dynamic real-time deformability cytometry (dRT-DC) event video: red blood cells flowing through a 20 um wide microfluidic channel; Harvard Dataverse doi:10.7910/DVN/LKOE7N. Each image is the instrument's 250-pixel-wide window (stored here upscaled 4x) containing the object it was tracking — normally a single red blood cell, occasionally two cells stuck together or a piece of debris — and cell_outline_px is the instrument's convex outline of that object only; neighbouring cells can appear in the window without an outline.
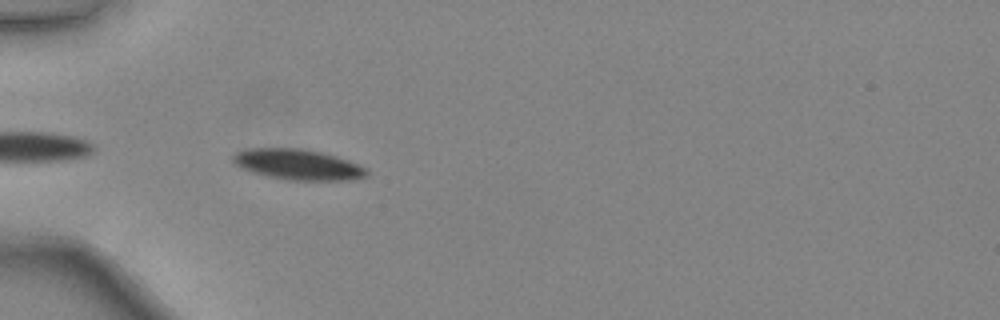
{"species": "common noctule bat (a hibernating species)", "species_latin": "Nyctalus noctula", "temperature_condition": "warm", "stored_images_in_passage": 8, "camera_frame_rate_fps": 3000, "um_per_image_px": 0.085, "animal": {"sex": "female", "body_mass_g": 24.6, "forearm_length_mm": 56.2}, "frame": {"image": 1, "passage_image": 2, "time_ms": 0.333, "image_size_px": [1000, 320], "cell_outline_px": [[368, 176], [352, 180], [284, 180], [252, 172], [240, 168], [232, 160], [232, 156], [236, 152], [248, 148], [300, 148], [320, 152], [336, 156], [348, 160], [368, 168]], "centroid_in_image_um": [25.33, 13.99], "position_along_channel_um": 59.7, "area_um2": 23.99}}
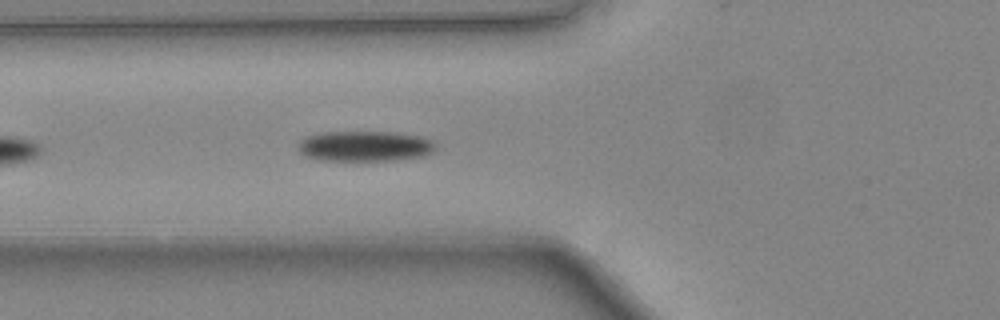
{"frame": {"image": 2, "passage_image": 5, "time_ms": 1.333, "image_size_px": [1000, 320], "cell_outline_px": [[436, 144], [432, 152], [424, 156], [388, 160], [320, 160], [308, 156], [300, 152], [300, 140], [308, 136], [324, 132], [388, 132], [420, 136], [432, 140]], "centroid_in_image_um": [31.04, 12.42], "position_along_channel_um": 94.8, "area_um2": 23.93}}